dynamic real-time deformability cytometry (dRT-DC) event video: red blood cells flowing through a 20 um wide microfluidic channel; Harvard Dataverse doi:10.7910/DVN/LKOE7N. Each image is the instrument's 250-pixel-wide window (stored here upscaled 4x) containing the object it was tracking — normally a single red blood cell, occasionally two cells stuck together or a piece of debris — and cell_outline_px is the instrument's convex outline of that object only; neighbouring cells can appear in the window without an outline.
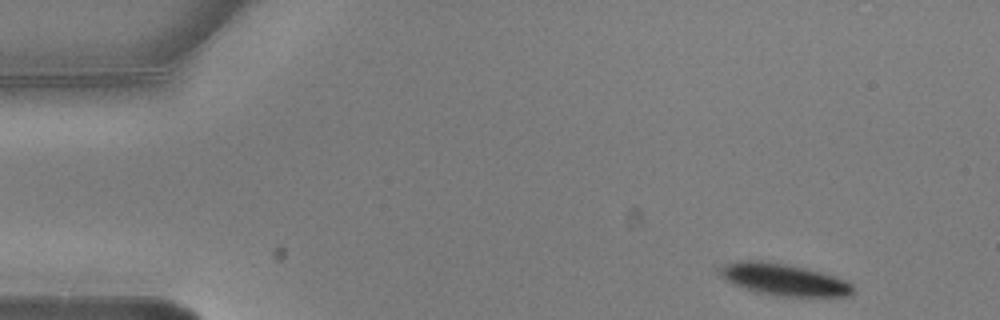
{"species": "common noctule bat (a hibernating species)", "species_latin": "Nyctalus noctula", "temperature_condition": "warm", "stored_images_in_passage": 4, "camera_frame_rate_fps": 3000, "um_per_image_px": 0.085, "animal": {"sex": "male", "body_mass_g": 20.5, "forearm_length_mm": 52.5}, "frame": {"image": 1, "passage_image": 1, "time_ms": 0.0, "image_size_px": [1000, 320], "cell_outline_px": [[856, 288], [848, 296], [780, 296], [756, 292], [732, 284], [716, 272], [716, 268], [740, 260], [760, 260], [784, 264], [804, 268], [836, 276], [852, 284]], "centroid_in_image_um": [66.59, 23.76], "position_along_channel_um": 18.4, "area_um2": 24.62}}
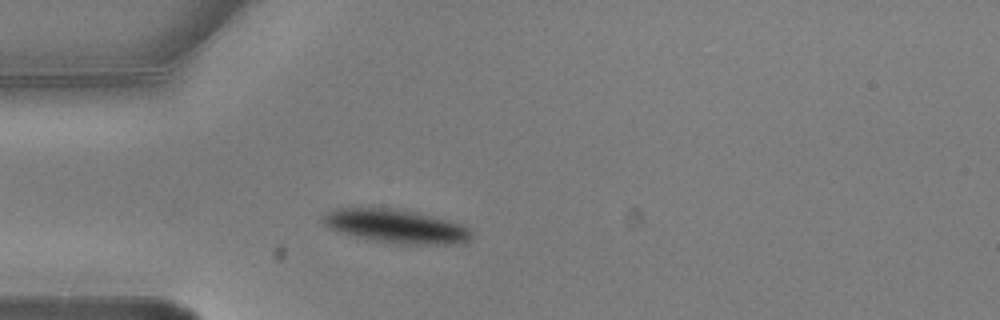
{"frame": {"image": 2, "passage_image": 4, "time_ms": 1.0, "image_size_px": [1000, 320], "cell_outline_px": [[472, 236], [468, 240], [452, 244], [400, 244], [368, 240], [336, 232], [324, 224], [320, 216], [336, 208], [388, 208], [420, 212], [464, 224], [472, 232]], "centroid_in_image_um": [33.64, 19.23], "position_along_channel_um": 51.4, "area_um2": 29.48}}